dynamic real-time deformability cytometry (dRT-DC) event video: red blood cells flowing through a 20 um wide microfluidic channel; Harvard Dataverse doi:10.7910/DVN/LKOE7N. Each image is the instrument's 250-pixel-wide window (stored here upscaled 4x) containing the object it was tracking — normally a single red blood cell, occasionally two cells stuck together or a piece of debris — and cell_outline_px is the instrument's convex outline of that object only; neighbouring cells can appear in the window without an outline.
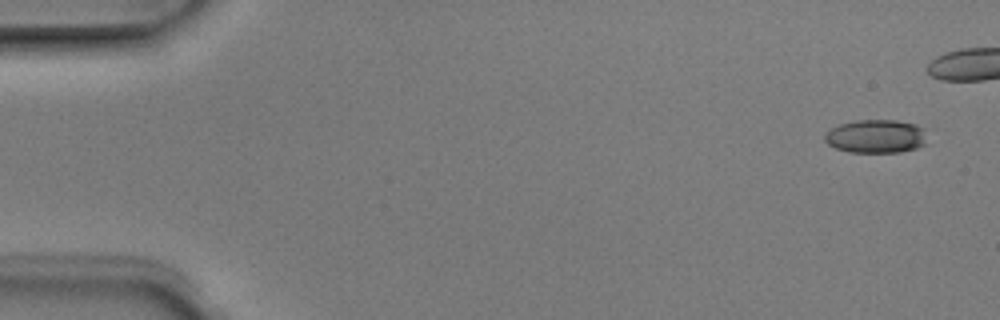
{"species": "Egyptian fruit bat (a non-hibernating species)", "species_latin": "Rousettus aegyptiacus", "temperature_condition": "room temperature", "stored_images_in_passage": 5, "segment_of_instrument_passage": [2, 2], "camera_frame_rate_fps": 3000, "um_per_image_px": 0.085, "animal": {"sex": "male"}, "frame": {"image": 1, "passage_image": 5, "time_ms": 1.333, "image_size_px": [1000, 320], "cell_outline_px": [[924, 144], [916, 148], [900, 152], [848, 152], [836, 148], [828, 144], [824, 140], [824, 132], [828, 128], [840, 124], [856, 120], [896, 120], [916, 124], [924, 128]], "centroid_in_image_um": [74.4, 11.58], "position_along_channel_um": 10.6, "area_um2": 20.06}}